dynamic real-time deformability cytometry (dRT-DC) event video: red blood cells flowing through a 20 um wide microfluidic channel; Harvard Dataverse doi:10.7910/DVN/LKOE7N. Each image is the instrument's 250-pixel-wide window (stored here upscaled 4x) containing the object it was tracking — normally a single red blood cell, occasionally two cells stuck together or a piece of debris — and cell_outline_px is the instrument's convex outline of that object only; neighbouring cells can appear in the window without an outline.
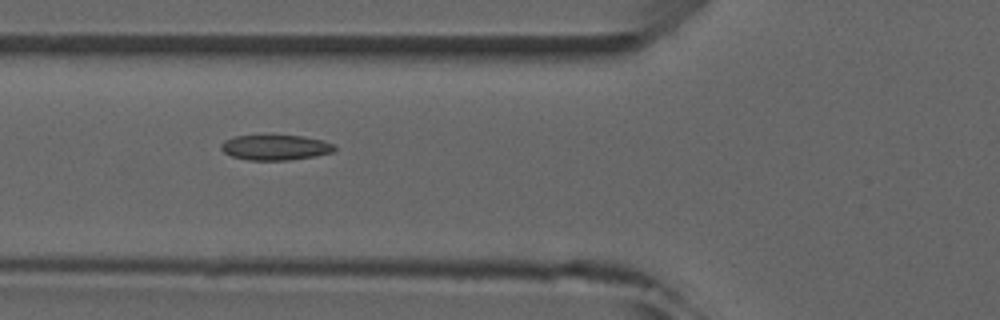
{"species": "common noctule bat (a hibernating species)", "species_latin": "Nyctalus noctula", "temperature_condition": "room temperature", "stored_images_in_passage": 9, "camera_frame_rate_fps": 3000, "um_per_image_px": 0.085, "animal": {"sex": "male", "forearm_length_mm": 52.5}, "frame": {"image": 1, "passage_image": 6, "time_ms": 5.667, "image_size_px": [1000, 320], "cell_outline_px": [[336, 148], [332, 152], [316, 156], [288, 160], [248, 160], [232, 156], [224, 152], [220, 148], [220, 144], [224, 140], [236, 136], [304, 136], [324, 140], [332, 144]], "centroid_in_image_um": [23.41, 12.54], "position_along_channel_um": 102.4, "area_um2": 16.59}}
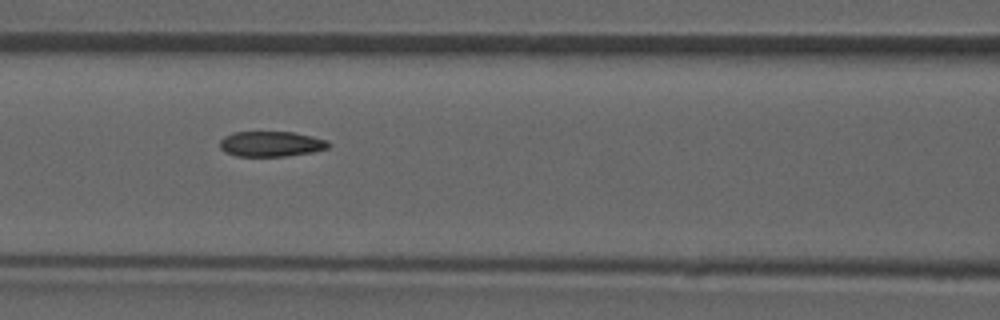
{"frame": {"image": 2, "passage_image": 7, "time_ms": 6.667, "image_size_px": [1000, 320], "cell_outline_px": [[332, 144], [328, 148], [312, 152], [284, 156], [236, 156], [224, 152], [220, 148], [220, 140], [224, 136], [232, 132], [292, 132], [312, 136], [328, 140]], "centroid_in_image_um": [23.04, 12.23], "position_along_channel_um": 143.6, "area_um2": 16.13}}